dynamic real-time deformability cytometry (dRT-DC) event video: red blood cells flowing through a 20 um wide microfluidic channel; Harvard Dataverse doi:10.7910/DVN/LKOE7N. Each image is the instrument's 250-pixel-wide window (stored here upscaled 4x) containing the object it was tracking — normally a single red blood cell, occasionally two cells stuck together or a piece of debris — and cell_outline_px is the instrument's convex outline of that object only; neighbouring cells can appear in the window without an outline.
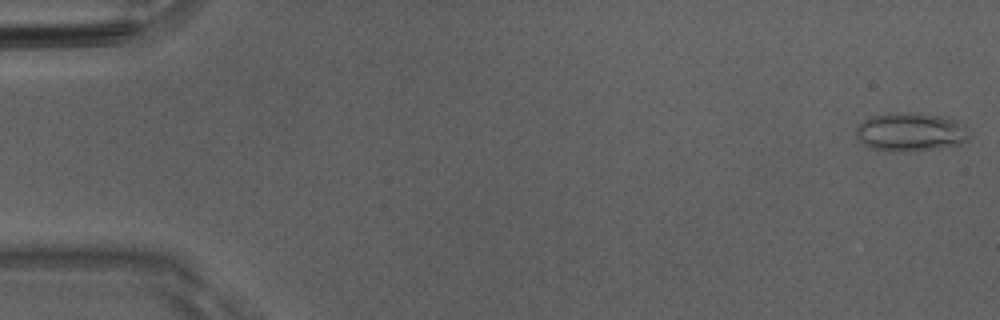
{"species": "Egyptian fruit bat (a non-hibernating species)", "species_latin": "Rousettus aegyptiacus", "temperature_condition": "room temperature", "stored_images_in_passage": 50, "camera_frame_rate_fps": 3000, "um_per_image_px": 0.085, "animal": {"sex": "male"}, "frame": {"image": 1, "passage_image": 1, "time_ms": 0.0, "image_size_px": [1000, 320], "cell_outline_px": [[968, 140], [960, 144], [936, 148], [908, 152], [892, 152], [868, 148], [856, 136], [856, 128], [864, 120], [872, 116], [896, 112], [916, 112], [940, 116], [960, 120], [968, 128]], "centroid_in_image_um": [77.41, 11.22], "position_along_channel_um": 7.6, "area_um2": 25.84}}
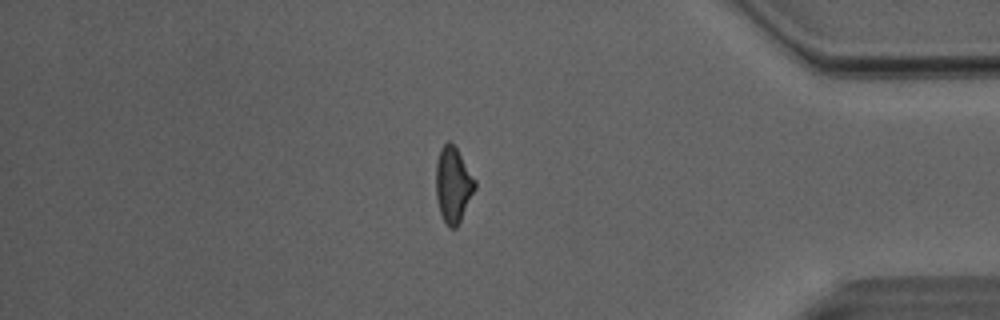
{"frame": {"image": 2, "passage_image": 43, "time_ms": 14.0, "image_size_px": [1000, 320], "cell_outline_px": [[476, 188], [456, 228], [448, 228], [440, 212], [436, 196], [436, 160], [440, 148], [448, 140], [456, 148], [476, 180]], "centroid_in_image_um": [38.51, 15.69], "position_along_channel_um": 396.7, "area_um2": 17.05}}
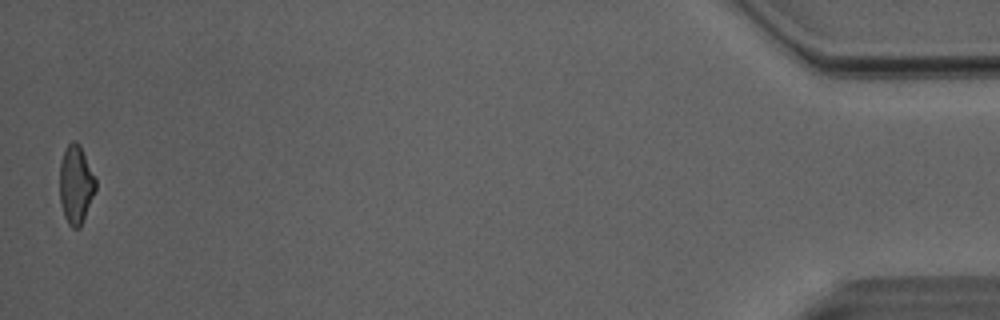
{"frame": {"image": 3, "passage_image": 50, "time_ms": 16.333, "image_size_px": [1000, 320], "cell_outline_px": [[96, 188], [80, 228], [72, 228], [68, 224], [64, 216], [60, 204], [60, 164], [64, 148], [72, 140], [80, 144], [96, 176]], "centroid_in_image_um": [6.45, 15.66], "position_along_channel_um": 428.8, "area_um2": 16.65}, "authors_computed_cell_mechanics": {"area_um2": 17.6868, "velocity_mm_per_s": 4.0859, "shape_relaxation_time_tau1_ms": 7.9019, "shape_relaxation_time_tau2_ms": 2.1913, "deformation_change_tau1": 0.1998, "deformation_change_tau2": 0.1065}}